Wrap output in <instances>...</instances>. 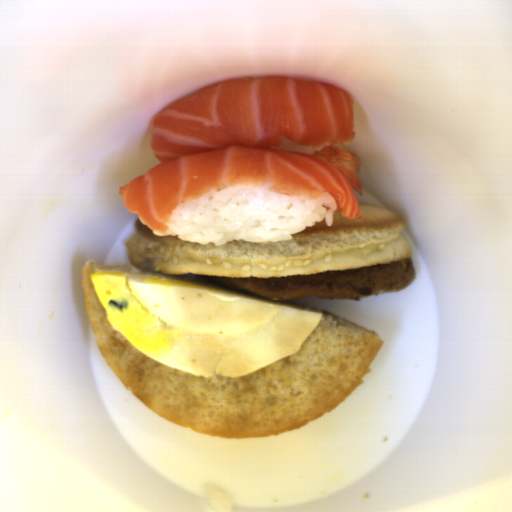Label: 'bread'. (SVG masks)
I'll list each match as a JSON object with an SVG mask.
<instances>
[{"mask_svg":"<svg viewBox=\"0 0 512 512\" xmlns=\"http://www.w3.org/2000/svg\"><path fill=\"white\" fill-rule=\"evenodd\" d=\"M361 217L337 207L332 226L316 222L281 242L201 244L155 235L137 218L125 242L129 261L81 270L87 318L99 351L119 381L147 408L202 435L264 438L290 432L329 413L372 373L383 341L372 329L328 311L299 351L239 377L194 376L146 356L107 319L90 276L98 271L194 274L215 278H275L355 269L405 258L402 217L359 202Z\"/></svg>","mask_w":512,"mask_h":512,"instance_id":"bread-1","label":"bread"}]
</instances>
